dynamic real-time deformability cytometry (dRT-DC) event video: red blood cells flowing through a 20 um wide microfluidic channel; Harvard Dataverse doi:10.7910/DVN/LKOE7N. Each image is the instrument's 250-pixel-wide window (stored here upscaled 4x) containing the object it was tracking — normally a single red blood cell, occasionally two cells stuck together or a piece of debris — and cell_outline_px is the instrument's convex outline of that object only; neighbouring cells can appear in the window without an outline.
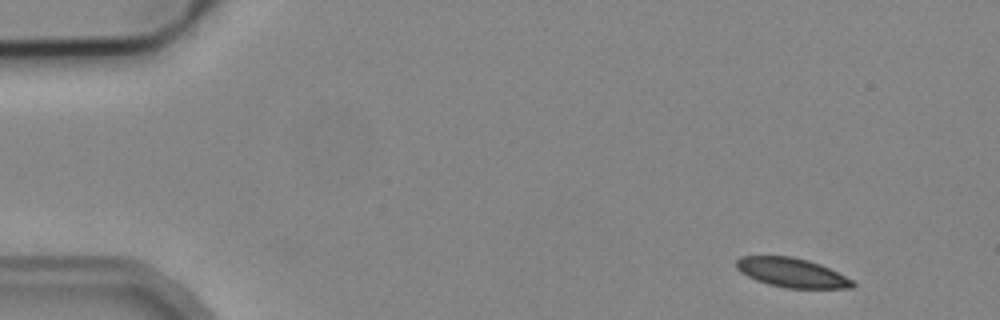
{"species": "common noctule bat (a hibernating species)", "species_latin": "Nyctalus noctula", "temperature_condition": "cold", "stored_images_in_passage": 4, "camera_frame_rate_fps": 3000, "um_per_image_px": 0.085, "animal": {"sex": "male", "body_mass_g": 19.2, "forearm_length_mm": 51.8}, "frame": {"image": 1, "passage_image": 1, "time_ms": 0.0, "image_size_px": [1000, 320], "cell_outline_px": [[856, 284], [852, 288], [788, 288], [768, 284], [756, 280], [740, 272], [736, 268], [736, 260], [740, 256], [792, 256], [808, 260], [820, 264], [852, 280]], "centroid_in_image_um": [67.27, 23.17], "position_along_channel_um": 17.7, "area_um2": 19.71}}